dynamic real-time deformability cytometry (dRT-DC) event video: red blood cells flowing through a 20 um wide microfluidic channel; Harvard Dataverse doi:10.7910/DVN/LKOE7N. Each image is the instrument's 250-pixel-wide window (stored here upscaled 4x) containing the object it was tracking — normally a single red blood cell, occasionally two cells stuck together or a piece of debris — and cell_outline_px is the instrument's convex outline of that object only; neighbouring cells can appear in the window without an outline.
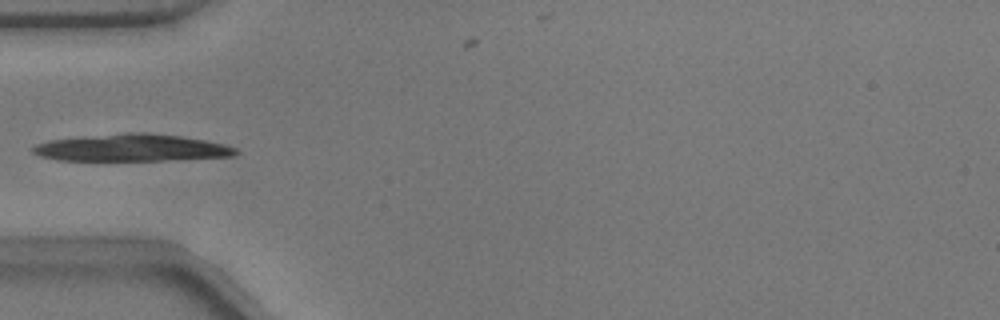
{"species": "common noctule bat (a hibernating species)", "species_latin": "Nyctalus noctula", "temperature_condition": "warm", "stored_images_in_passage": 38, "camera_frame_rate_fps": 3000, "um_per_image_px": 0.085, "animal": {"sex": "male", "body_mass_g": 17.9}, "frame": {"image": 1, "passage_image": 1, "time_ms": 0.0, "image_size_px": [1000, 320], "cell_outline_px": [[240, 152], [236, 156], [160, 160], [56, 160], [40, 156], [32, 152], [32, 148], [36, 144], [48, 140], [128, 132], [144, 132], [180, 136], [204, 140], [224, 144], [236, 148]], "centroid_in_image_um": [11.2, 12.56], "position_along_channel_um": 73.8, "area_um2": 31.91}}
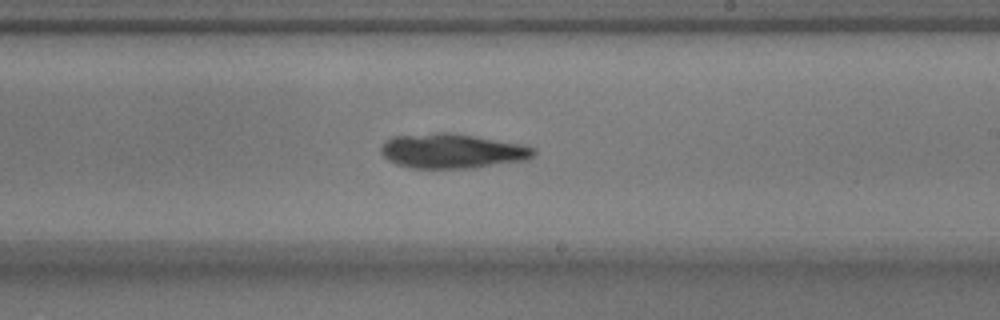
{"frame": {"image": 2, "passage_image": 15, "time_ms": 4.667, "image_size_px": [1000, 320], "cell_outline_px": [[536, 152], [528, 160], [476, 168], [412, 168], [396, 164], [388, 160], [380, 152], [380, 148], [384, 140], [392, 136], [436, 132], [448, 132], [520, 144], [536, 148]], "centroid_in_image_um": [38.4, 12.84], "position_along_channel_um": 250.6, "area_um2": 31.04}}
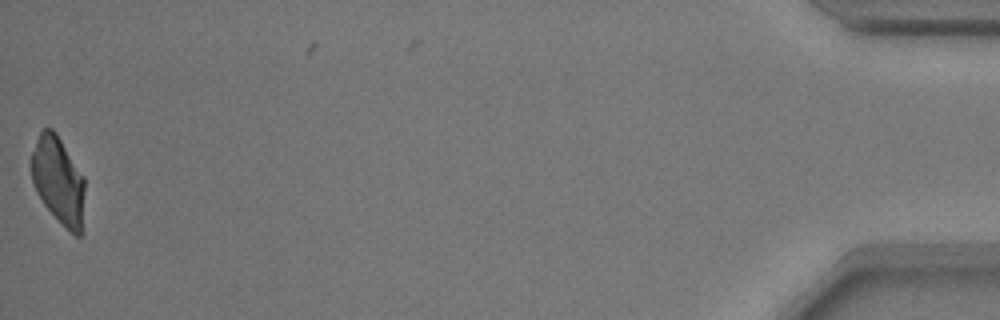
{"frame": {"image": 3, "passage_image": 37, "time_ms": 12.0, "image_size_px": [1000, 320], "cell_outline_px": [[84, 188], [80, 236], [76, 236], [44, 204], [36, 192], [32, 180], [32, 152], [36, 140], [40, 132], [44, 128], [52, 128], [56, 132], [84, 176]], "centroid_in_image_um": [4.94, 15.26], "position_along_channel_um": 430.3, "area_um2": 26.41}}